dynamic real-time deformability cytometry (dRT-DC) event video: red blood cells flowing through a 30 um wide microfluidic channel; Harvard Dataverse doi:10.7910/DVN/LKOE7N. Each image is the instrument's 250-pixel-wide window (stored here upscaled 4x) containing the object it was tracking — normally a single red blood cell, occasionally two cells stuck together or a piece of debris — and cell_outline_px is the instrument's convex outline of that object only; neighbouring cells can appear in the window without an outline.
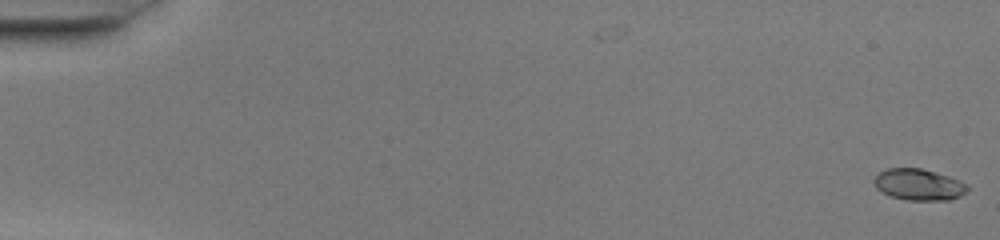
{"species": "common noctule bat (a hibernating species)", "species_latin": "Nyctalus noctula", "temperature_condition": "warm", "stored_images_in_passage": 52, "camera_frame_rate_fps": 3000, "um_per_image_px": 0.085, "animal": {"sex": "female", "body_mass_g": 20.0, "forearm_length_mm": 54.0}, "frame": {"image": 1, "passage_image": 1, "time_ms": 0.0, "image_size_px": [1000, 240], "cell_outline_px": [[972, 188], [968, 192], [960, 196], [948, 200], [908, 200], [892, 196], [880, 192], [876, 188], [872, 180], [880, 172], [888, 168], [920, 168], [936, 172], [960, 180], [968, 184]], "centroid_in_image_um": [78.13, 15.69], "position_along_channel_um": 6.9, "area_um2": 17.28}}
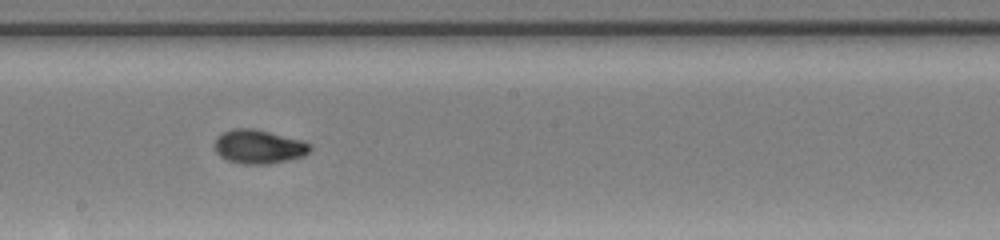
{"frame": {"image": 2, "passage_image": 30, "time_ms": 9.667, "image_size_px": [1000, 240], "cell_outline_px": [[312, 148], [304, 156], [288, 160], [268, 164], [244, 164], [228, 160], [220, 156], [216, 152], [212, 144], [216, 136], [232, 128], [256, 128], [300, 140], [312, 144]], "centroid_in_image_um": [21.96, 12.46], "position_along_channel_um": 226.2, "area_um2": 19.07}}
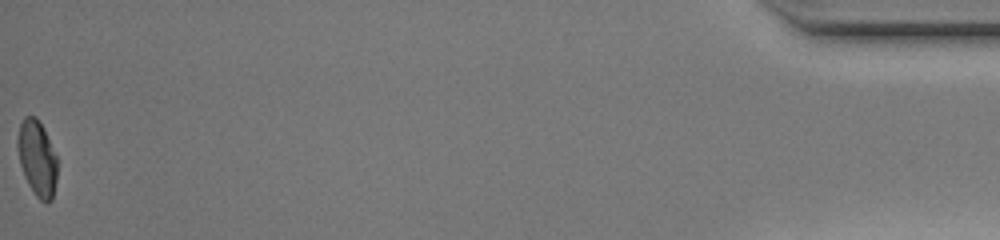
{"frame": {"image": 3, "passage_image": 52, "time_ms": 17.0, "image_size_px": [1000, 240], "cell_outline_px": [[56, 180], [52, 200], [48, 204], [44, 204], [36, 196], [28, 184], [24, 176], [20, 164], [16, 148], [16, 140], [20, 124], [24, 116], [36, 116], [44, 128], [56, 156]], "centroid_in_image_um": [3.13, 13.46], "position_along_channel_um": 432.1, "area_um2": 17.69}, "authors_computed_cell_mechanics": {"area_um2": 17.6001, "velocity_mm_per_s": 4.0992, "shape_relaxation_time_tau1_ms": 7.0272, "shape_relaxation_time_tau2_ms": 1.2997, "deformation_change_tau1": 0.2552, "deformation_change_tau2": 0.0519}}